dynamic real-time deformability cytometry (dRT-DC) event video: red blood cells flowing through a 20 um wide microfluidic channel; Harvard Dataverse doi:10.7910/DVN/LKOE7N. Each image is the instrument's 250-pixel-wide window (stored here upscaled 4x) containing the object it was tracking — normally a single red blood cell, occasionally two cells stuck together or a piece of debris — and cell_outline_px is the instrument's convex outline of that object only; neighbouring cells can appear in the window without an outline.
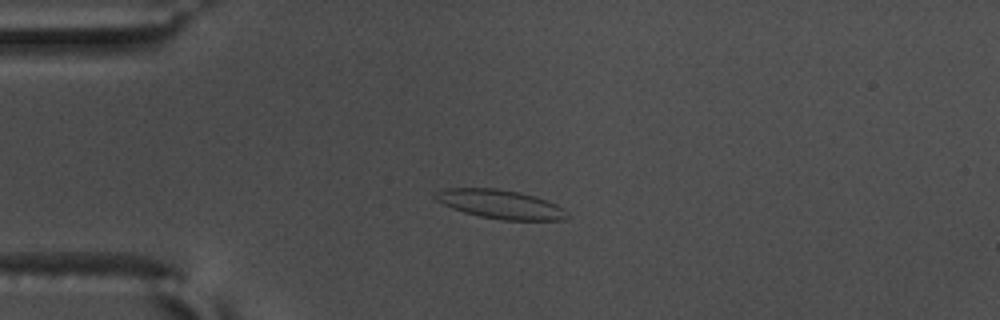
{"species": "common noctule bat (a hibernating species)", "species_latin": "Nyctalus noctula", "temperature_condition": "warm", "stored_images_in_passage": 44, "camera_frame_rate_fps": 3000, "um_per_image_px": 0.085, "animal": {"sex": "male", "body_mass_g": 17.5, "forearm_length_mm": 52.3}, "frame": {"image": 1, "passage_image": 2, "time_ms": 0.333, "image_size_px": [1000, 320], "cell_outline_px": [[568, 216], [564, 220], [500, 220], [480, 216], [464, 212], [452, 208], [436, 200], [432, 196], [436, 192], [448, 188], [496, 188], [520, 192], [556, 204], [564, 208]], "centroid_in_image_um": [42.52, 17.36], "position_along_channel_um": 42.5, "area_um2": 22.02}}
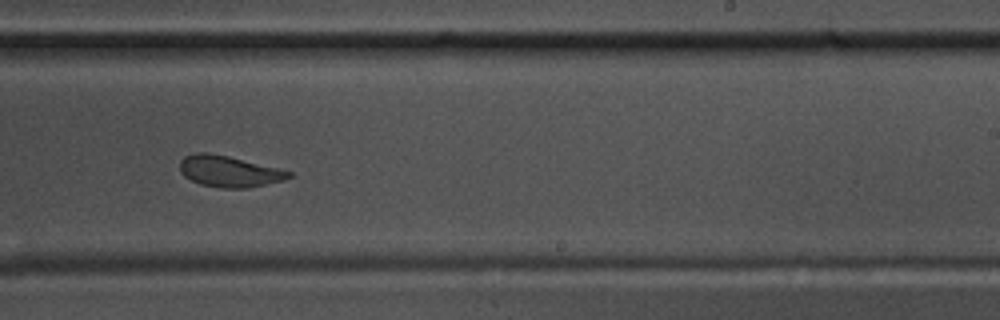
{"frame": {"image": 2, "passage_image": 23, "time_ms": 7.333, "image_size_px": [1000, 320], "cell_outline_px": [[292, 176], [284, 180], [248, 188], [220, 188], [200, 184], [184, 176], [180, 172], [180, 160], [184, 156], [196, 152], [204, 152], [228, 156], [292, 172]], "centroid_in_image_um": [19.43, 14.57], "position_along_channel_um": 269.6, "area_um2": 19.65}}
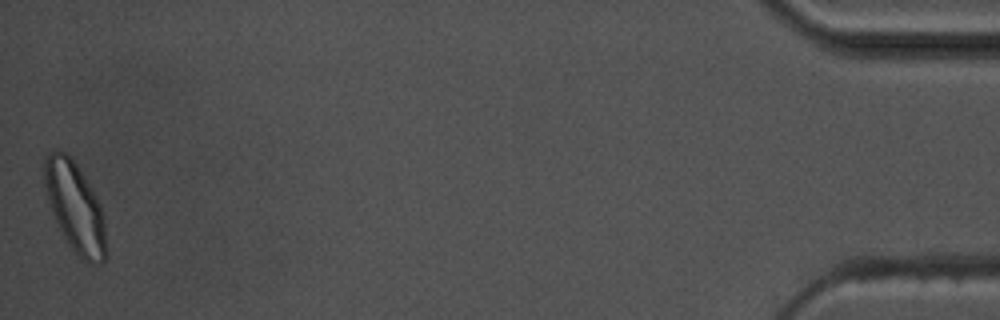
{"frame": {"image": 3, "passage_image": 44, "time_ms": 14.333, "image_size_px": [1000, 320], "cell_outline_px": [[104, 260], [100, 264], [92, 264], [84, 260], [68, 244], [56, 220], [48, 200], [44, 184], [44, 156], [52, 152], [64, 152], [76, 164], [84, 176], [96, 196], [100, 204], [104, 216]], "centroid_in_image_um": [6.37, 17.59], "position_along_channel_um": 428.8, "area_um2": 31.33}, "authors_computed_cell_mechanics": {"area_um2": 20.9525, "velocity_mm_per_s": 3.6103, "shape_relaxation_time_tau1_ms": 7.1552, "shape_relaxation_time_tau2_ms": 1.7045, "deformation_change_tau1": 0.1846, "deformation_change_tau2": 0.0757}}